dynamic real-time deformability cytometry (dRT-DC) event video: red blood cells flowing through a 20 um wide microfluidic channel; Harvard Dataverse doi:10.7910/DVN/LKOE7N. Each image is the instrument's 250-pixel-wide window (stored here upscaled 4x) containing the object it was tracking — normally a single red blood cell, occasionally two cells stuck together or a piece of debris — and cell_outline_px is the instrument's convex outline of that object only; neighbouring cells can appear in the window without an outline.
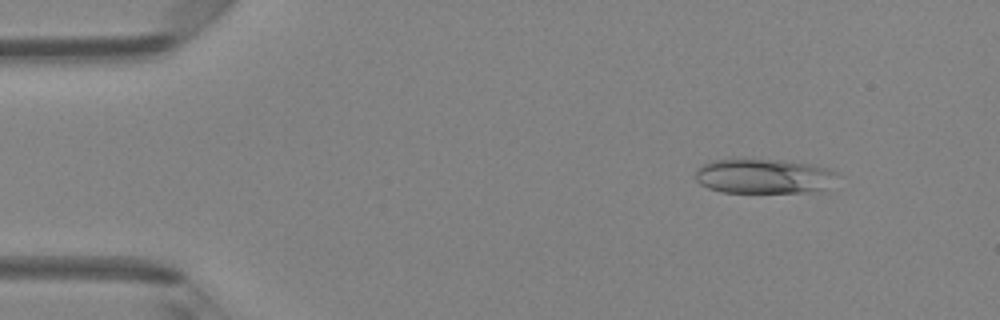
{"species": "Egyptian fruit bat (a non-hibernating species)", "species_latin": "Rousettus aegyptiacus", "temperature_condition": "room temperature", "stored_images_in_passage": 47, "camera_frame_rate_fps": 3000, "um_per_image_px": 0.085, "animal": {"sex": "female"}, "frame": {"image": 1, "passage_image": 5, "time_ms": 1.333, "image_size_px": [1000, 320], "cell_outline_px": [[836, 172], [824, 192], [720, 192], [708, 188], [700, 184], [696, 180], [696, 172], [704, 164], [712, 160], [732, 156], [784, 160], [812, 164], [828, 168]], "centroid_in_image_um": [64.87, 14.94], "position_along_channel_um": 20.1, "area_um2": 29.48}}
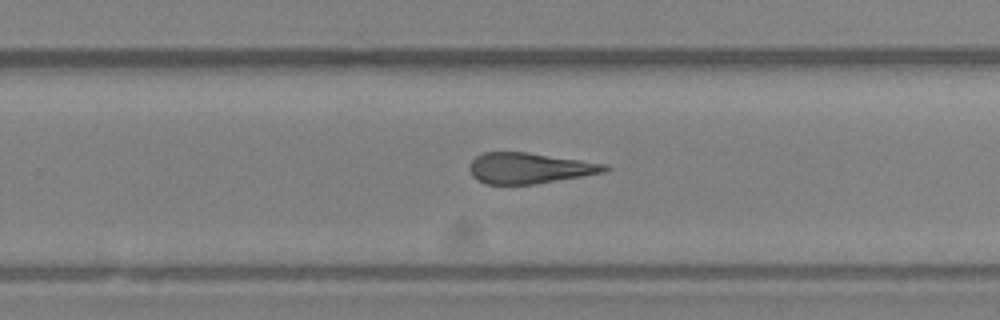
{"frame": {"image": 2, "passage_image": 30, "time_ms": 9.667, "image_size_px": [1000, 320], "cell_outline_px": [[612, 168], [604, 172], [536, 184], [488, 184], [476, 180], [472, 176], [468, 168], [472, 160], [476, 156], [484, 152], [528, 152], [608, 164]], "centroid_in_image_um": [44.99, 14.29], "position_along_channel_um": 284.8, "area_um2": 24.33}}
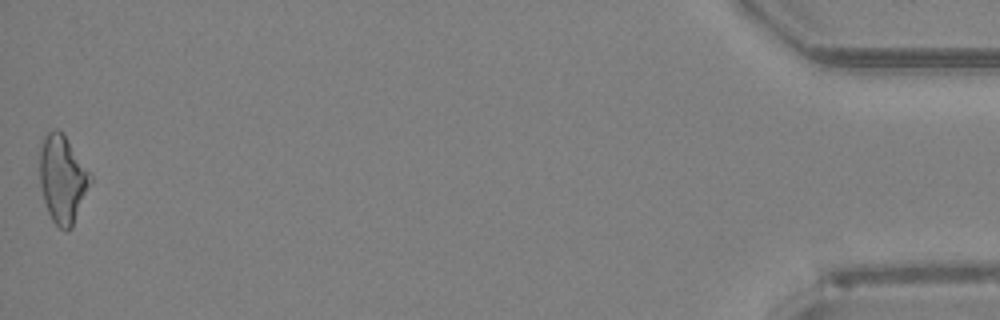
{"frame": {"image": 3, "passage_image": 47, "time_ms": 15.333, "image_size_px": [1000, 320], "cell_outline_px": [[92, 180], [72, 228], [68, 232], [64, 232], [52, 220], [48, 212], [44, 200], [40, 184], [40, 152], [44, 136], [52, 128], [56, 128], [64, 136], [92, 176]], "centroid_in_image_um": [5.31, 15.27], "position_along_channel_um": 429.9, "area_um2": 25.49}, "authors_computed_cell_mechanics": {"area_um2": 25.4898, "velocity_mm_per_s": 4.2452, "shape_relaxation_time_tau1_ms": null, "shape_relaxation_time_tau2_ms": 6.4004, "deformation_change_tau1": null, "deformation_change_tau2": 0.2354}}